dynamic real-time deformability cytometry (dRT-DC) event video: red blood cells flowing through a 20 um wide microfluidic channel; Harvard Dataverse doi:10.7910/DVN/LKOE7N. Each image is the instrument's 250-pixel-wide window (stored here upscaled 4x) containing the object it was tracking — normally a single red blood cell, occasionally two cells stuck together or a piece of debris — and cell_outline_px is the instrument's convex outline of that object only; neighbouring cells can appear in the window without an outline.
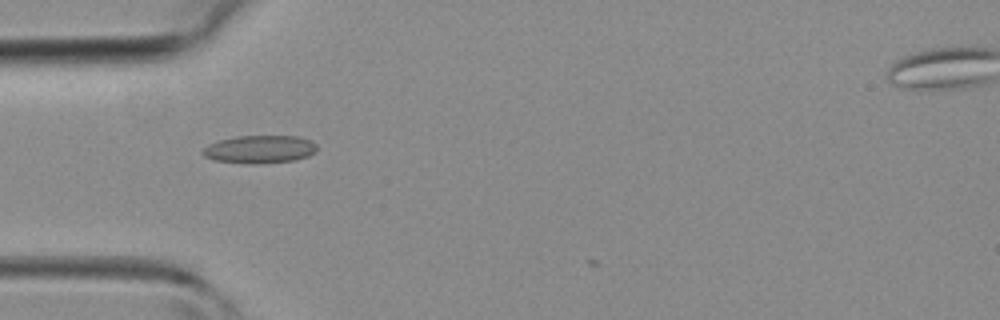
{"species": "common noctule bat (a hibernating species)", "species_latin": "Nyctalus noctula", "temperature_condition": "room temperature", "stored_images_in_passage": 4, "camera_frame_rate_fps": 3000, "um_per_image_px": 0.085, "animal": {"sex": "female", "body_mass_g": 19.3, "forearm_length_mm": 54.1}, "frame": {"image": 1, "passage_image": 2, "time_ms": 0.333, "image_size_px": [1000, 320], "cell_outline_px": [[316, 152], [308, 156], [296, 160], [252, 164], [212, 160], [204, 156], [200, 152], [208, 144], [220, 140], [236, 136], [300, 136], [312, 140], [316, 144]], "centroid_in_image_um": [22.08, 12.68], "position_along_channel_um": 62.9, "area_um2": 18.73}}